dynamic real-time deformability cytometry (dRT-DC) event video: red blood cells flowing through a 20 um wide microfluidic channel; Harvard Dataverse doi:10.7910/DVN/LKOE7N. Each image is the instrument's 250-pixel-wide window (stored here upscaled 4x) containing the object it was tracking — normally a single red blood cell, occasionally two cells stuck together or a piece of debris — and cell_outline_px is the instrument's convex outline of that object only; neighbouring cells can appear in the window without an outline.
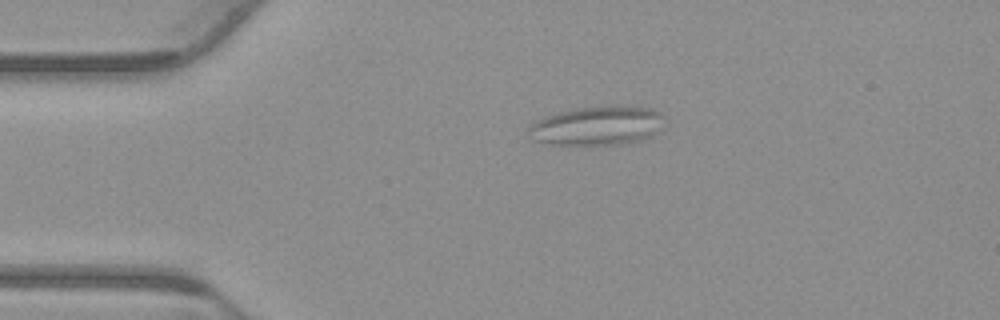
{"species": "common noctule bat (a hibernating species)", "species_latin": "Nyctalus noctula", "temperature_condition": "warm", "stored_images_in_passage": 45, "camera_frame_rate_fps": 3000, "um_per_image_px": 0.085, "animal": {"sex": "male", "body_mass_g": 23.1, "forearm_length_mm": 52.7}, "frame": {"image": 1, "passage_image": 2, "time_ms": 0.333, "image_size_px": [1000, 320], "cell_outline_px": [[660, 116], [652, 132], [648, 136], [636, 140], [620, 144], [552, 144], [536, 140], [528, 128], [536, 120], [544, 116], [576, 108], [616, 104], [632, 104], [648, 108], [656, 112]], "centroid_in_image_um": [50.67, 10.64], "position_along_channel_um": 34.3, "area_um2": 29.88}}
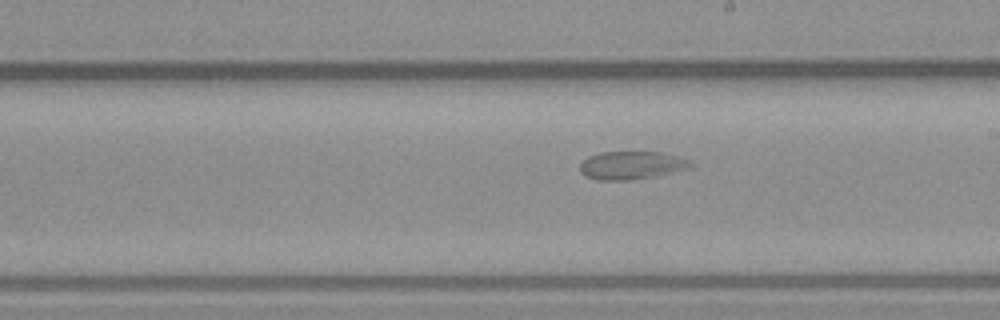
{"frame": {"image": 2, "passage_image": 21, "time_ms": 6.667, "image_size_px": [1000, 320], "cell_outline_px": [[696, 164], [692, 168], [656, 176], [632, 180], [596, 180], [584, 176], [580, 172], [580, 164], [588, 156], [600, 152], [660, 152], [676, 156], [688, 160]], "centroid_in_image_um": [53.68, 14.06], "position_along_channel_um": 235.3, "area_um2": 18.32}}
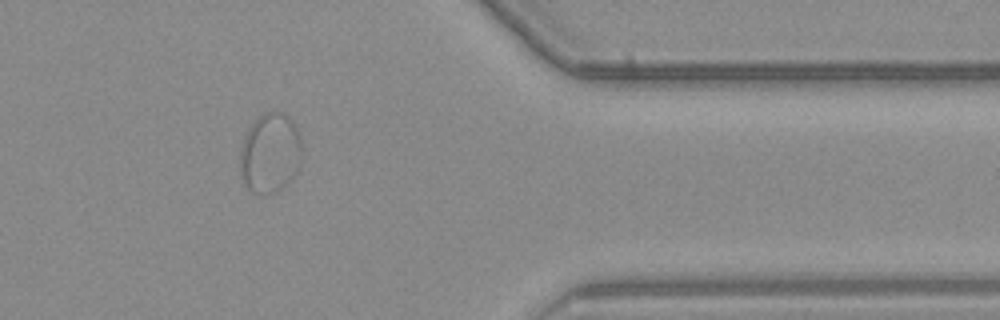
{"frame": {"image": 3, "passage_image": 35, "time_ms": 11.333, "image_size_px": [1000, 320], "cell_outline_px": [[300, 164], [296, 172], [276, 192], [260, 196], [252, 192], [244, 184], [240, 176], [240, 148], [244, 136], [248, 128], [264, 112], [280, 112], [288, 116], [292, 120], [300, 132]], "centroid_in_image_um": [22.93, 13.02], "position_along_channel_um": 388.5, "area_um2": 28.84}}